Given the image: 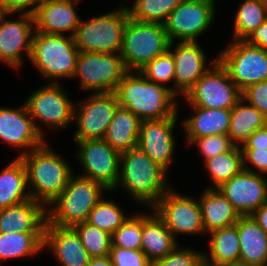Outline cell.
Listing matches in <instances>:
<instances>
[{
	"mask_svg": "<svg viewBox=\"0 0 267 266\" xmlns=\"http://www.w3.org/2000/svg\"><path fill=\"white\" fill-rule=\"evenodd\" d=\"M243 154V164L249 162L251 165L256 167L259 175L267 174V150L257 149V150H242ZM263 173V174H262Z\"/></svg>",
	"mask_w": 267,
	"mask_h": 266,
	"instance_id": "44",
	"label": "cell"
},
{
	"mask_svg": "<svg viewBox=\"0 0 267 266\" xmlns=\"http://www.w3.org/2000/svg\"><path fill=\"white\" fill-rule=\"evenodd\" d=\"M240 146L216 155L204 162L206 170L214 187L219 188L224 182L231 179L243 170V154Z\"/></svg>",
	"mask_w": 267,
	"mask_h": 266,
	"instance_id": "34",
	"label": "cell"
},
{
	"mask_svg": "<svg viewBox=\"0 0 267 266\" xmlns=\"http://www.w3.org/2000/svg\"><path fill=\"white\" fill-rule=\"evenodd\" d=\"M218 189L240 216H250L266 203L267 179L243 164V170Z\"/></svg>",
	"mask_w": 267,
	"mask_h": 266,
	"instance_id": "16",
	"label": "cell"
},
{
	"mask_svg": "<svg viewBox=\"0 0 267 266\" xmlns=\"http://www.w3.org/2000/svg\"><path fill=\"white\" fill-rule=\"evenodd\" d=\"M240 241V262L246 266H267V234L251 216L236 223Z\"/></svg>",
	"mask_w": 267,
	"mask_h": 266,
	"instance_id": "24",
	"label": "cell"
},
{
	"mask_svg": "<svg viewBox=\"0 0 267 266\" xmlns=\"http://www.w3.org/2000/svg\"><path fill=\"white\" fill-rule=\"evenodd\" d=\"M87 266H113L109 255L90 258Z\"/></svg>",
	"mask_w": 267,
	"mask_h": 266,
	"instance_id": "49",
	"label": "cell"
},
{
	"mask_svg": "<svg viewBox=\"0 0 267 266\" xmlns=\"http://www.w3.org/2000/svg\"><path fill=\"white\" fill-rule=\"evenodd\" d=\"M234 18V39L245 40L267 19V0H244Z\"/></svg>",
	"mask_w": 267,
	"mask_h": 266,
	"instance_id": "33",
	"label": "cell"
},
{
	"mask_svg": "<svg viewBox=\"0 0 267 266\" xmlns=\"http://www.w3.org/2000/svg\"><path fill=\"white\" fill-rule=\"evenodd\" d=\"M177 114L163 119L142 120L138 145L150 159L166 171L173 160L175 139L173 137Z\"/></svg>",
	"mask_w": 267,
	"mask_h": 266,
	"instance_id": "17",
	"label": "cell"
},
{
	"mask_svg": "<svg viewBox=\"0 0 267 266\" xmlns=\"http://www.w3.org/2000/svg\"><path fill=\"white\" fill-rule=\"evenodd\" d=\"M216 0H183L164 23L170 42L197 41L215 18Z\"/></svg>",
	"mask_w": 267,
	"mask_h": 266,
	"instance_id": "11",
	"label": "cell"
},
{
	"mask_svg": "<svg viewBox=\"0 0 267 266\" xmlns=\"http://www.w3.org/2000/svg\"><path fill=\"white\" fill-rule=\"evenodd\" d=\"M19 157L26 169L28 189L33 188L29 189L30 198L47 208L66 188L73 174L71 167L46 142Z\"/></svg>",
	"mask_w": 267,
	"mask_h": 266,
	"instance_id": "2",
	"label": "cell"
},
{
	"mask_svg": "<svg viewBox=\"0 0 267 266\" xmlns=\"http://www.w3.org/2000/svg\"><path fill=\"white\" fill-rule=\"evenodd\" d=\"M141 123L131 111L118 107L103 139L120 153L129 151L138 145Z\"/></svg>",
	"mask_w": 267,
	"mask_h": 266,
	"instance_id": "28",
	"label": "cell"
},
{
	"mask_svg": "<svg viewBox=\"0 0 267 266\" xmlns=\"http://www.w3.org/2000/svg\"><path fill=\"white\" fill-rule=\"evenodd\" d=\"M210 64L212 67L184 97L191 106L231 110L242 98V92L230 79L217 57Z\"/></svg>",
	"mask_w": 267,
	"mask_h": 266,
	"instance_id": "10",
	"label": "cell"
},
{
	"mask_svg": "<svg viewBox=\"0 0 267 266\" xmlns=\"http://www.w3.org/2000/svg\"><path fill=\"white\" fill-rule=\"evenodd\" d=\"M170 42L169 50L175 62L174 85L172 92L185 96L210 68H206V56L197 41H179L175 48ZM173 48V51H172Z\"/></svg>",
	"mask_w": 267,
	"mask_h": 266,
	"instance_id": "20",
	"label": "cell"
},
{
	"mask_svg": "<svg viewBox=\"0 0 267 266\" xmlns=\"http://www.w3.org/2000/svg\"><path fill=\"white\" fill-rule=\"evenodd\" d=\"M37 4H40V3H43V2H46L48 0H34Z\"/></svg>",
	"mask_w": 267,
	"mask_h": 266,
	"instance_id": "53",
	"label": "cell"
},
{
	"mask_svg": "<svg viewBox=\"0 0 267 266\" xmlns=\"http://www.w3.org/2000/svg\"><path fill=\"white\" fill-rule=\"evenodd\" d=\"M242 99L255 106L267 118V81L247 87L242 91Z\"/></svg>",
	"mask_w": 267,
	"mask_h": 266,
	"instance_id": "43",
	"label": "cell"
},
{
	"mask_svg": "<svg viewBox=\"0 0 267 266\" xmlns=\"http://www.w3.org/2000/svg\"><path fill=\"white\" fill-rule=\"evenodd\" d=\"M118 107L114 92L93 93L79 108L75 106L73 119L78 128L74 141L103 139Z\"/></svg>",
	"mask_w": 267,
	"mask_h": 266,
	"instance_id": "14",
	"label": "cell"
},
{
	"mask_svg": "<svg viewBox=\"0 0 267 266\" xmlns=\"http://www.w3.org/2000/svg\"><path fill=\"white\" fill-rule=\"evenodd\" d=\"M194 143L198 144L204 162L216 155L230 151L236 146L226 134L195 138L190 144Z\"/></svg>",
	"mask_w": 267,
	"mask_h": 266,
	"instance_id": "40",
	"label": "cell"
},
{
	"mask_svg": "<svg viewBox=\"0 0 267 266\" xmlns=\"http://www.w3.org/2000/svg\"><path fill=\"white\" fill-rule=\"evenodd\" d=\"M196 113L183 121V128L190 144L195 138L226 134L230 129L231 110L191 106Z\"/></svg>",
	"mask_w": 267,
	"mask_h": 266,
	"instance_id": "27",
	"label": "cell"
},
{
	"mask_svg": "<svg viewBox=\"0 0 267 266\" xmlns=\"http://www.w3.org/2000/svg\"><path fill=\"white\" fill-rule=\"evenodd\" d=\"M246 104L241 98L231 109L228 135L236 146H242L257 129L265 127L266 123V117L255 106Z\"/></svg>",
	"mask_w": 267,
	"mask_h": 266,
	"instance_id": "31",
	"label": "cell"
},
{
	"mask_svg": "<svg viewBox=\"0 0 267 266\" xmlns=\"http://www.w3.org/2000/svg\"><path fill=\"white\" fill-rule=\"evenodd\" d=\"M127 72L120 53L79 52L73 77L80 78L83 90L109 93L115 91Z\"/></svg>",
	"mask_w": 267,
	"mask_h": 266,
	"instance_id": "9",
	"label": "cell"
},
{
	"mask_svg": "<svg viewBox=\"0 0 267 266\" xmlns=\"http://www.w3.org/2000/svg\"><path fill=\"white\" fill-rule=\"evenodd\" d=\"M220 266H246L242 264H226V265H220Z\"/></svg>",
	"mask_w": 267,
	"mask_h": 266,
	"instance_id": "52",
	"label": "cell"
},
{
	"mask_svg": "<svg viewBox=\"0 0 267 266\" xmlns=\"http://www.w3.org/2000/svg\"><path fill=\"white\" fill-rule=\"evenodd\" d=\"M164 24L129 17L123 32L121 57L128 71H139L169 49Z\"/></svg>",
	"mask_w": 267,
	"mask_h": 266,
	"instance_id": "5",
	"label": "cell"
},
{
	"mask_svg": "<svg viewBox=\"0 0 267 266\" xmlns=\"http://www.w3.org/2000/svg\"><path fill=\"white\" fill-rule=\"evenodd\" d=\"M27 187L26 169L22 159L17 156L0 173V209L31 199Z\"/></svg>",
	"mask_w": 267,
	"mask_h": 266,
	"instance_id": "29",
	"label": "cell"
},
{
	"mask_svg": "<svg viewBox=\"0 0 267 266\" xmlns=\"http://www.w3.org/2000/svg\"><path fill=\"white\" fill-rule=\"evenodd\" d=\"M218 56V61L241 92L255 83L267 81V50L244 40H232Z\"/></svg>",
	"mask_w": 267,
	"mask_h": 266,
	"instance_id": "8",
	"label": "cell"
},
{
	"mask_svg": "<svg viewBox=\"0 0 267 266\" xmlns=\"http://www.w3.org/2000/svg\"><path fill=\"white\" fill-rule=\"evenodd\" d=\"M119 205L102 197L89 213L87 223L113 234L127 219Z\"/></svg>",
	"mask_w": 267,
	"mask_h": 266,
	"instance_id": "36",
	"label": "cell"
},
{
	"mask_svg": "<svg viewBox=\"0 0 267 266\" xmlns=\"http://www.w3.org/2000/svg\"><path fill=\"white\" fill-rule=\"evenodd\" d=\"M120 167L114 188L122 186L139 203L153 207L170 189L167 171L137 147L121 153Z\"/></svg>",
	"mask_w": 267,
	"mask_h": 266,
	"instance_id": "3",
	"label": "cell"
},
{
	"mask_svg": "<svg viewBox=\"0 0 267 266\" xmlns=\"http://www.w3.org/2000/svg\"><path fill=\"white\" fill-rule=\"evenodd\" d=\"M78 55L73 37L34 32L30 60L53 83L74 76Z\"/></svg>",
	"mask_w": 267,
	"mask_h": 266,
	"instance_id": "6",
	"label": "cell"
},
{
	"mask_svg": "<svg viewBox=\"0 0 267 266\" xmlns=\"http://www.w3.org/2000/svg\"><path fill=\"white\" fill-rule=\"evenodd\" d=\"M128 71L116 87L119 107L131 111L141 120L163 119L177 112L172 88L146 79L140 71Z\"/></svg>",
	"mask_w": 267,
	"mask_h": 266,
	"instance_id": "1",
	"label": "cell"
},
{
	"mask_svg": "<svg viewBox=\"0 0 267 266\" xmlns=\"http://www.w3.org/2000/svg\"><path fill=\"white\" fill-rule=\"evenodd\" d=\"M250 45L267 50V19L244 40Z\"/></svg>",
	"mask_w": 267,
	"mask_h": 266,
	"instance_id": "47",
	"label": "cell"
},
{
	"mask_svg": "<svg viewBox=\"0 0 267 266\" xmlns=\"http://www.w3.org/2000/svg\"><path fill=\"white\" fill-rule=\"evenodd\" d=\"M74 142L79 147L75 156L85 171L79 176L99 182L109 191L114 190L119 177L121 153L112 149L104 139Z\"/></svg>",
	"mask_w": 267,
	"mask_h": 266,
	"instance_id": "13",
	"label": "cell"
},
{
	"mask_svg": "<svg viewBox=\"0 0 267 266\" xmlns=\"http://www.w3.org/2000/svg\"><path fill=\"white\" fill-rule=\"evenodd\" d=\"M46 247L62 266H87L91 258L73 227L45 224L43 248Z\"/></svg>",
	"mask_w": 267,
	"mask_h": 266,
	"instance_id": "22",
	"label": "cell"
},
{
	"mask_svg": "<svg viewBox=\"0 0 267 266\" xmlns=\"http://www.w3.org/2000/svg\"><path fill=\"white\" fill-rule=\"evenodd\" d=\"M5 15H10V13H7L3 7L0 5V22L2 20V18L5 16Z\"/></svg>",
	"mask_w": 267,
	"mask_h": 266,
	"instance_id": "51",
	"label": "cell"
},
{
	"mask_svg": "<svg viewBox=\"0 0 267 266\" xmlns=\"http://www.w3.org/2000/svg\"><path fill=\"white\" fill-rule=\"evenodd\" d=\"M29 115L26 105L0 108V139L10 146L31 151L45 143L43 130ZM25 148V149H24Z\"/></svg>",
	"mask_w": 267,
	"mask_h": 266,
	"instance_id": "19",
	"label": "cell"
},
{
	"mask_svg": "<svg viewBox=\"0 0 267 266\" xmlns=\"http://www.w3.org/2000/svg\"><path fill=\"white\" fill-rule=\"evenodd\" d=\"M90 257H102L110 254L111 234L92 226L86 221L73 226Z\"/></svg>",
	"mask_w": 267,
	"mask_h": 266,
	"instance_id": "37",
	"label": "cell"
},
{
	"mask_svg": "<svg viewBox=\"0 0 267 266\" xmlns=\"http://www.w3.org/2000/svg\"><path fill=\"white\" fill-rule=\"evenodd\" d=\"M255 222L267 234V203L261 205L252 215H250Z\"/></svg>",
	"mask_w": 267,
	"mask_h": 266,
	"instance_id": "48",
	"label": "cell"
},
{
	"mask_svg": "<svg viewBox=\"0 0 267 266\" xmlns=\"http://www.w3.org/2000/svg\"><path fill=\"white\" fill-rule=\"evenodd\" d=\"M197 266H216V265L203 259Z\"/></svg>",
	"mask_w": 267,
	"mask_h": 266,
	"instance_id": "50",
	"label": "cell"
},
{
	"mask_svg": "<svg viewBox=\"0 0 267 266\" xmlns=\"http://www.w3.org/2000/svg\"><path fill=\"white\" fill-rule=\"evenodd\" d=\"M183 0H136L128 8L129 17L140 22L164 24L169 14Z\"/></svg>",
	"mask_w": 267,
	"mask_h": 266,
	"instance_id": "35",
	"label": "cell"
},
{
	"mask_svg": "<svg viewBox=\"0 0 267 266\" xmlns=\"http://www.w3.org/2000/svg\"><path fill=\"white\" fill-rule=\"evenodd\" d=\"M129 18L127 7L96 16L89 21H80L73 36L79 52L121 53L122 39Z\"/></svg>",
	"mask_w": 267,
	"mask_h": 266,
	"instance_id": "7",
	"label": "cell"
},
{
	"mask_svg": "<svg viewBox=\"0 0 267 266\" xmlns=\"http://www.w3.org/2000/svg\"><path fill=\"white\" fill-rule=\"evenodd\" d=\"M209 255L203 254L204 259L216 266L239 264L240 241L237 225L214 230L210 233Z\"/></svg>",
	"mask_w": 267,
	"mask_h": 266,
	"instance_id": "30",
	"label": "cell"
},
{
	"mask_svg": "<svg viewBox=\"0 0 267 266\" xmlns=\"http://www.w3.org/2000/svg\"><path fill=\"white\" fill-rule=\"evenodd\" d=\"M242 150H267V128L257 129L241 146Z\"/></svg>",
	"mask_w": 267,
	"mask_h": 266,
	"instance_id": "46",
	"label": "cell"
},
{
	"mask_svg": "<svg viewBox=\"0 0 267 266\" xmlns=\"http://www.w3.org/2000/svg\"><path fill=\"white\" fill-rule=\"evenodd\" d=\"M176 238L177 234L205 233L199 201L169 189L152 207Z\"/></svg>",
	"mask_w": 267,
	"mask_h": 266,
	"instance_id": "12",
	"label": "cell"
},
{
	"mask_svg": "<svg viewBox=\"0 0 267 266\" xmlns=\"http://www.w3.org/2000/svg\"><path fill=\"white\" fill-rule=\"evenodd\" d=\"M47 208L33 199L0 209V233H44Z\"/></svg>",
	"mask_w": 267,
	"mask_h": 266,
	"instance_id": "23",
	"label": "cell"
},
{
	"mask_svg": "<svg viewBox=\"0 0 267 266\" xmlns=\"http://www.w3.org/2000/svg\"><path fill=\"white\" fill-rule=\"evenodd\" d=\"M198 200L207 234L235 225L241 217L218 188L207 187Z\"/></svg>",
	"mask_w": 267,
	"mask_h": 266,
	"instance_id": "26",
	"label": "cell"
},
{
	"mask_svg": "<svg viewBox=\"0 0 267 266\" xmlns=\"http://www.w3.org/2000/svg\"><path fill=\"white\" fill-rule=\"evenodd\" d=\"M5 17L0 22V61L18 69L23 62L22 54H26L29 59L31 56L34 18L27 13H22L21 19L16 21L5 20Z\"/></svg>",
	"mask_w": 267,
	"mask_h": 266,
	"instance_id": "18",
	"label": "cell"
},
{
	"mask_svg": "<svg viewBox=\"0 0 267 266\" xmlns=\"http://www.w3.org/2000/svg\"><path fill=\"white\" fill-rule=\"evenodd\" d=\"M109 256L113 266H152L142 250L111 247Z\"/></svg>",
	"mask_w": 267,
	"mask_h": 266,
	"instance_id": "42",
	"label": "cell"
},
{
	"mask_svg": "<svg viewBox=\"0 0 267 266\" xmlns=\"http://www.w3.org/2000/svg\"><path fill=\"white\" fill-rule=\"evenodd\" d=\"M108 191L101 183L77 175L71 176L66 188L46 210V224L73 227L87 221L89 213Z\"/></svg>",
	"mask_w": 267,
	"mask_h": 266,
	"instance_id": "4",
	"label": "cell"
},
{
	"mask_svg": "<svg viewBox=\"0 0 267 266\" xmlns=\"http://www.w3.org/2000/svg\"><path fill=\"white\" fill-rule=\"evenodd\" d=\"M176 247V238L154 210L151 216L142 214L141 250L152 264Z\"/></svg>",
	"mask_w": 267,
	"mask_h": 266,
	"instance_id": "25",
	"label": "cell"
},
{
	"mask_svg": "<svg viewBox=\"0 0 267 266\" xmlns=\"http://www.w3.org/2000/svg\"><path fill=\"white\" fill-rule=\"evenodd\" d=\"M204 253L189 248H175L165 257L156 260L153 266H197L203 259Z\"/></svg>",
	"mask_w": 267,
	"mask_h": 266,
	"instance_id": "41",
	"label": "cell"
},
{
	"mask_svg": "<svg viewBox=\"0 0 267 266\" xmlns=\"http://www.w3.org/2000/svg\"><path fill=\"white\" fill-rule=\"evenodd\" d=\"M50 82L32 93L24 104L33 120H39L49 125V128L62 129L74 121L75 105L59 83Z\"/></svg>",
	"mask_w": 267,
	"mask_h": 266,
	"instance_id": "15",
	"label": "cell"
},
{
	"mask_svg": "<svg viewBox=\"0 0 267 266\" xmlns=\"http://www.w3.org/2000/svg\"><path fill=\"white\" fill-rule=\"evenodd\" d=\"M44 233H0V263L3 260L32 256L43 249Z\"/></svg>",
	"mask_w": 267,
	"mask_h": 266,
	"instance_id": "32",
	"label": "cell"
},
{
	"mask_svg": "<svg viewBox=\"0 0 267 266\" xmlns=\"http://www.w3.org/2000/svg\"><path fill=\"white\" fill-rule=\"evenodd\" d=\"M174 68L175 62L173 54L168 49L166 52L147 63L139 71L149 81L163 85L164 83H168L170 80L174 81Z\"/></svg>",
	"mask_w": 267,
	"mask_h": 266,
	"instance_id": "39",
	"label": "cell"
},
{
	"mask_svg": "<svg viewBox=\"0 0 267 266\" xmlns=\"http://www.w3.org/2000/svg\"><path fill=\"white\" fill-rule=\"evenodd\" d=\"M7 13H27L33 15L38 4L34 0H0ZM33 6V7H32Z\"/></svg>",
	"mask_w": 267,
	"mask_h": 266,
	"instance_id": "45",
	"label": "cell"
},
{
	"mask_svg": "<svg viewBox=\"0 0 267 266\" xmlns=\"http://www.w3.org/2000/svg\"><path fill=\"white\" fill-rule=\"evenodd\" d=\"M142 236V214L131 215L128 219L111 235L112 246L127 248L131 250H141Z\"/></svg>",
	"mask_w": 267,
	"mask_h": 266,
	"instance_id": "38",
	"label": "cell"
},
{
	"mask_svg": "<svg viewBox=\"0 0 267 266\" xmlns=\"http://www.w3.org/2000/svg\"><path fill=\"white\" fill-rule=\"evenodd\" d=\"M79 0H48L38 4L33 14L36 32L73 37L81 21L75 3Z\"/></svg>",
	"mask_w": 267,
	"mask_h": 266,
	"instance_id": "21",
	"label": "cell"
}]
</instances>
